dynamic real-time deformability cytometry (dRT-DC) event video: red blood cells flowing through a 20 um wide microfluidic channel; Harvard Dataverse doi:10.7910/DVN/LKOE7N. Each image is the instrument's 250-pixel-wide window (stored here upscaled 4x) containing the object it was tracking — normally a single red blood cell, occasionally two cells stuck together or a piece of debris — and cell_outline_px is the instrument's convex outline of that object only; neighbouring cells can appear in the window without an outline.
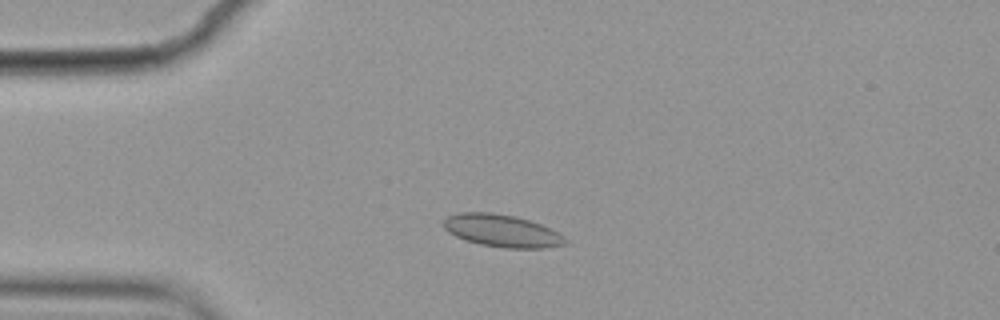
{"species": "common noctule bat (a hibernating species)", "species_latin": "Nyctalus noctula", "temperature_condition": "cold", "stored_images_in_passage": 4, "camera_frame_rate_fps": 3000, "um_per_image_px": 0.085, "animal": {"sex": "female", "body_mass_g": 19.9}, "frame": {"image": 1, "passage_image": 3, "time_ms": 0.667, "image_size_px": [1000, 320], "cell_outline_px": [[568, 244], [544, 248], [504, 248], [480, 244], [464, 240], [448, 232], [440, 224], [448, 216], [460, 212], [492, 212], [516, 216], [540, 224], [564, 236], [568, 240]], "centroid_in_image_um": [42.64, 19.61], "position_along_channel_um": 42.4, "area_um2": 23.12}}